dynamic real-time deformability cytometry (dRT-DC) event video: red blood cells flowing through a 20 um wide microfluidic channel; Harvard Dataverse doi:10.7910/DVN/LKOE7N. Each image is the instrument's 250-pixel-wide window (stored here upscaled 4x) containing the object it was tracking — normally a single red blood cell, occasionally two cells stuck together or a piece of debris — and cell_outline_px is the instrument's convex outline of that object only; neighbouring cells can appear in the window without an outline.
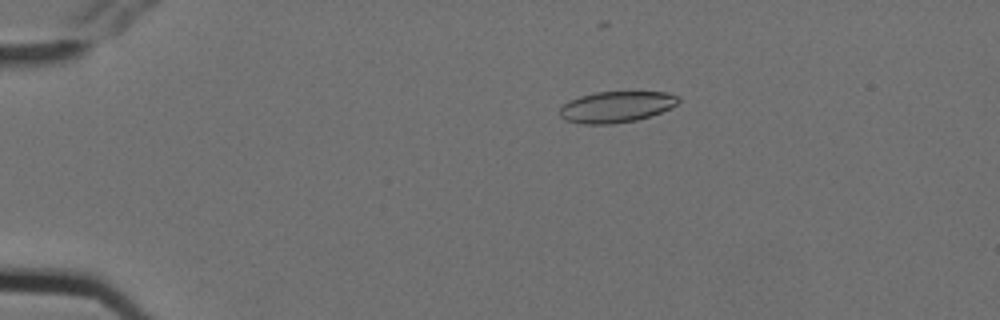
{"species": "Egyptian fruit bat (a non-hibernating species)", "species_latin": "Rousettus aegyptiacus", "temperature_condition": "cold", "stored_images_in_passage": 5, "segment_of_instrument_passage": [1, 2], "camera_frame_rate_fps": 3000, "um_per_image_px": 0.085, "animal": {"sex": "female"}, "frame": {"image": 1, "passage_image": 4, "time_ms": 1.0, "image_size_px": [1000, 320], "cell_outline_px": [[680, 100], [676, 104], [660, 112], [636, 120], [612, 124], [580, 124], [564, 120], [560, 116], [560, 108], [568, 100], [580, 96], [596, 92], [668, 92], [680, 96]], "centroid_in_image_um": [52.35, 9.08], "position_along_channel_um": 32.6, "area_um2": 21.5}}